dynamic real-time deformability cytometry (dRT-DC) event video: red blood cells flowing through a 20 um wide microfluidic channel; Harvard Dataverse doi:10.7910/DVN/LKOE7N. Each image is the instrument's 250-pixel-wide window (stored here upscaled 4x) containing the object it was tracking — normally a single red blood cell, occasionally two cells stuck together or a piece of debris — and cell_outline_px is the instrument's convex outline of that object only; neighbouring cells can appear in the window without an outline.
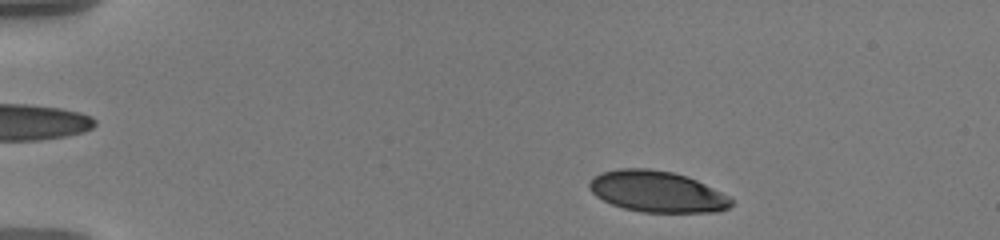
{"species": "human", "species_latin": "Homo sapiens", "temperature_condition": "warm", "stored_images_in_passage": 47, "camera_frame_rate_fps": 3000, "um_per_image_px": 0.085, "donor": {"sex": "male"}, "frame": {"image": 1, "passage_image": 4, "time_ms": 1.0, "image_size_px": [1000, 240], "cell_outline_px": [[732, 204], [728, 208], [716, 212], [640, 212], [624, 208], [612, 204], [596, 196], [588, 188], [588, 184], [592, 176], [600, 172], [620, 168], [648, 168], [672, 172], [688, 176], [728, 196], [732, 200]], "centroid_in_image_um": [55.8, 16.27], "position_along_channel_um": 29.2, "area_um2": 34.04}}
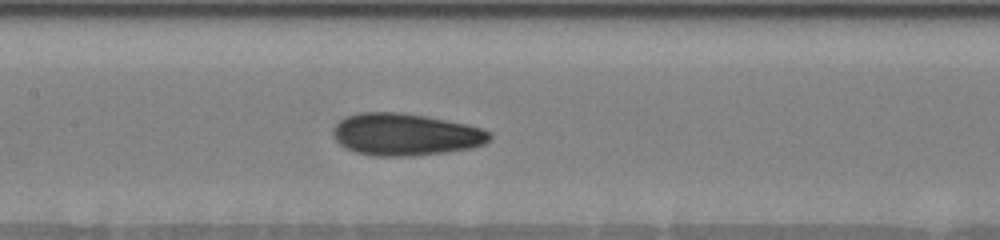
{"frame": {"image": 2, "passage_image": 23, "time_ms": 7.333, "image_size_px": [1000, 240], "cell_outline_px": [[492, 140], [484, 144], [472, 148], [448, 152], [412, 156], [376, 156], [356, 152], [340, 144], [336, 140], [332, 132], [332, 128], [340, 120], [348, 116], [360, 112], [400, 112], [424, 116], [484, 128], [492, 132]], "centroid_in_image_um": [34.5, 11.44], "position_along_channel_um": 172.9, "area_um2": 38.49}}
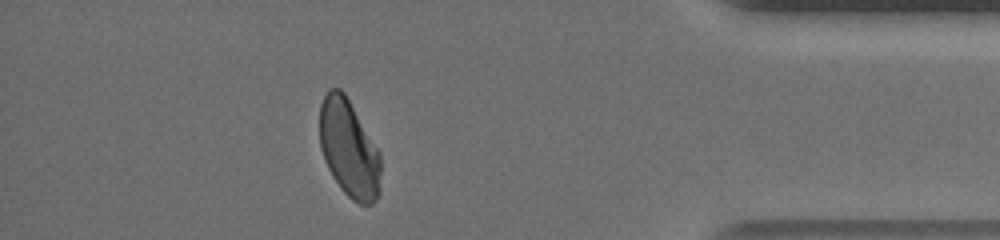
{"frame": {"image": 3, "passage_image": 45, "time_ms": 14.667, "image_size_px": [1000, 240], "cell_outline_px": [[380, 192], [376, 200], [372, 204], [356, 204], [340, 188], [332, 176], [324, 160], [320, 148], [320, 104], [328, 88], [340, 88], [344, 92], [380, 152]], "centroid_in_image_um": [29.66, 12.65], "position_along_channel_um": 405.5, "area_um2": 34.91}}